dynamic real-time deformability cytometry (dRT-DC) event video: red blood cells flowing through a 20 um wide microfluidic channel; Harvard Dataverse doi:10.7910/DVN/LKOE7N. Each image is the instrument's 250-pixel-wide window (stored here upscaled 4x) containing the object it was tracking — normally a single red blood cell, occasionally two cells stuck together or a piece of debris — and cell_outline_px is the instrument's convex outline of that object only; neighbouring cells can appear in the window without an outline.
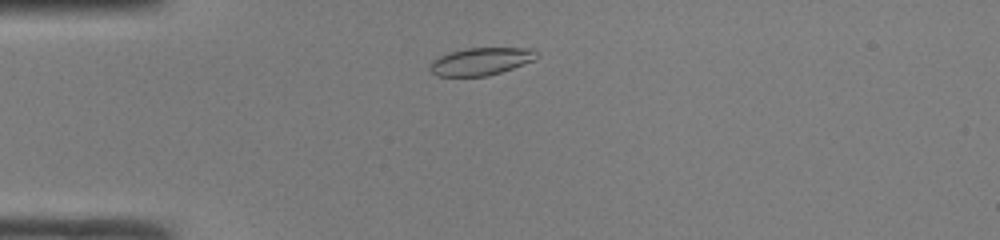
{"species": "common noctule bat (a hibernating species)", "species_latin": "Nyctalus noctula", "temperature_condition": "room temperature", "stored_images_in_passage": 41, "camera_frame_rate_fps": 3000, "um_per_image_px": 0.085, "animal": {"sex": "male", "body_mass_g": 19.0, "forearm_length_mm": 50.8}, "frame": {"image": 1, "passage_image": 5, "time_ms": 1.333, "image_size_px": [1000, 240], "cell_outline_px": [[540, 56], [536, 60], [488, 76], [436, 76], [428, 68], [428, 64], [432, 60], [448, 52], [468, 48], [532, 48]], "centroid_in_image_um": [40.87, 5.21], "position_along_channel_um": 44.1, "area_um2": 17.28}}
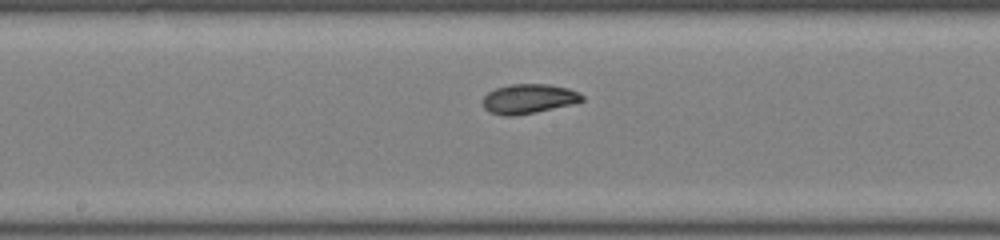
{"frame": {"image": 2, "passage_image": 18, "time_ms": 5.667, "image_size_px": [1000, 240], "cell_outline_px": [[584, 100], [572, 104], [536, 112], [512, 116], [504, 116], [488, 112], [484, 108], [484, 96], [488, 92], [496, 88], [508, 84], [548, 84], [568, 88], [580, 92], [584, 96]], "centroid_in_image_um": [44.94, 8.39], "position_along_channel_um": 203.3, "area_um2": 17.17}}
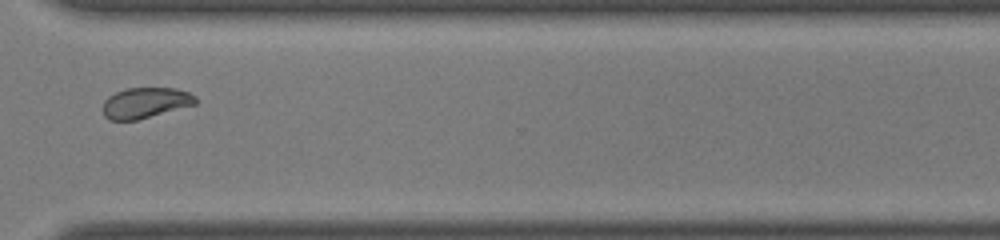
{"frame": {"image": 3, "passage_image": 29, "time_ms": 9.333, "image_size_px": [1000, 240], "cell_outline_px": [[196, 104], [136, 120], [108, 120], [104, 116], [100, 108], [104, 100], [108, 96], [116, 92], [128, 88], [176, 88], [188, 92], [196, 96]], "centroid_in_image_um": [12.3, 8.74], "position_along_channel_um": 358.3, "area_um2": 16.65}, "authors_computed_cell_mechanics": {"area_um2": 17.4556, "velocity_mm_per_s": 4.1971, "shape_relaxation_time_tau1_ms": 3.9577, "shape_relaxation_time_tau2_ms": 1.3941, "deformation_change_tau1": 0.1545, "deformation_change_tau2": 0.0567}}